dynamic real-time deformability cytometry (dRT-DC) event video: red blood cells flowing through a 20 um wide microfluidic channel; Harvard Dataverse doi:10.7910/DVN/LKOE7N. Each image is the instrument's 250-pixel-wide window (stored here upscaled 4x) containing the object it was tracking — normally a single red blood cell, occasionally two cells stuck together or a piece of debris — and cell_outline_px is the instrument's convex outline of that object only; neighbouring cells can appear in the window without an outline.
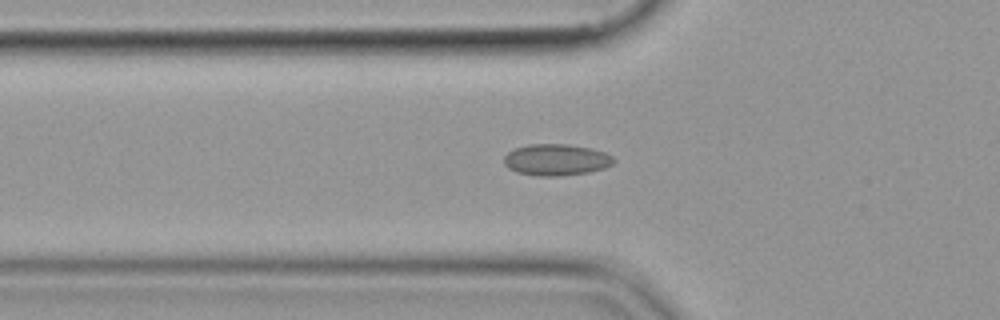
{"species": "common noctule bat (a hibernating species)", "species_latin": "Nyctalus noctula", "temperature_condition": "cold", "stored_images_in_passage": 51, "camera_frame_rate_fps": 3000, "um_per_image_px": 0.085, "animal": {"sex": "female", "body_mass_g": 19.9}, "frame": {"image": 1, "passage_image": 18, "time_ms": 5.667, "image_size_px": [1000, 320], "cell_outline_px": [[616, 160], [612, 164], [604, 168], [588, 172], [560, 176], [536, 176], [516, 172], [508, 168], [504, 164], [504, 156], [508, 152], [516, 148], [528, 144], [568, 144], [592, 148], [604, 152], [612, 156]], "centroid_in_image_um": [47.27, 13.58], "position_along_channel_um": 78.5, "area_um2": 20.23}}
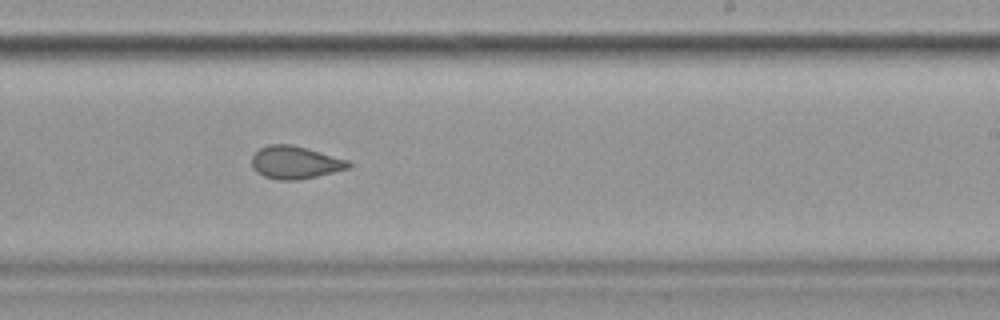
{"frame": {"image": 2, "passage_image": 33, "time_ms": 10.667, "image_size_px": [1000, 320], "cell_outline_px": [[352, 164], [348, 168], [316, 176], [296, 180], [280, 180], [264, 176], [256, 172], [252, 168], [252, 156], [260, 148], [268, 144], [292, 144], [348, 160]], "centroid_in_image_um": [25.05, 13.8], "position_along_channel_um": 263.9, "area_um2": 18.26}}
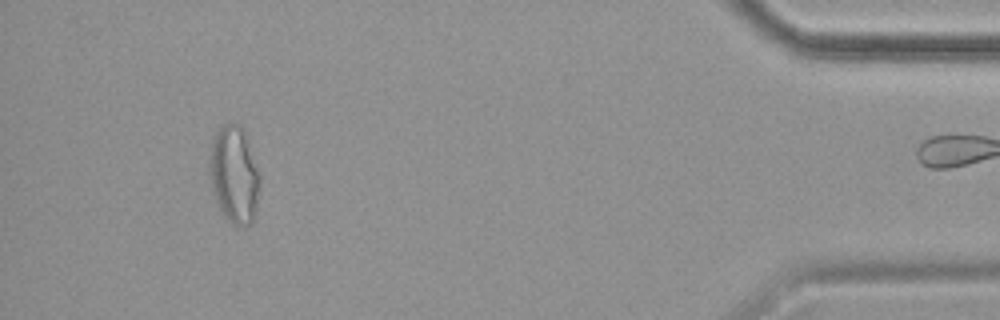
{"frame": {"image": 3, "passage_image": 50, "time_ms": 16.333, "image_size_px": [1000, 320], "cell_outline_px": [[260, 188], [256, 208], [252, 224], [232, 224], [228, 220], [220, 208], [212, 188], [208, 172], [208, 164], [212, 144], [216, 132], [228, 120], [240, 124], [244, 128], [260, 176]], "centroid_in_image_um": [19.91, 14.79], "position_along_channel_um": 415.3, "area_um2": 28.61}}